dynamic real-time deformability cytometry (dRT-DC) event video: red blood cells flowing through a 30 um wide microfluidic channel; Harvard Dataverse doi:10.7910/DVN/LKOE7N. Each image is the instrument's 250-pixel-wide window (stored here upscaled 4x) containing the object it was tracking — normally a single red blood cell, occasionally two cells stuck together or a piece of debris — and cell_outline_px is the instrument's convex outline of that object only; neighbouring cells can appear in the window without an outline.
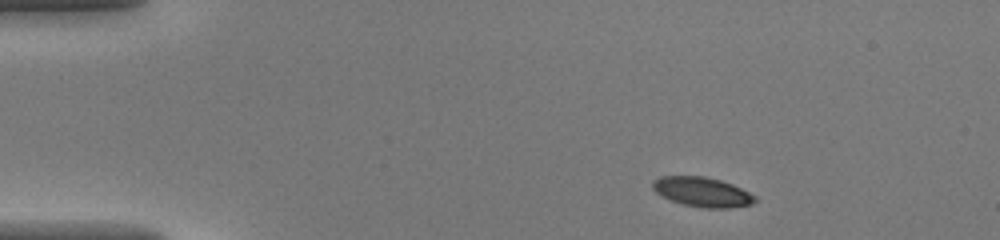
{"species": "common noctule bat (a hibernating species)", "species_latin": "Nyctalus noctula", "temperature_condition": "warm", "stored_images_in_passage": 43, "camera_frame_rate_fps": 3000, "um_per_image_px": 0.085, "animal": {"sex": "female", "body_mass_g": 20.0, "forearm_length_mm": 54.0}, "frame": {"image": 1, "passage_image": 4, "time_ms": 1.0, "image_size_px": [1000, 240], "cell_outline_px": [[756, 200], [752, 204], [732, 208], [704, 208], [684, 204], [660, 196], [652, 188], [652, 180], [660, 176], [704, 176], [720, 180], [732, 184], [756, 196]], "centroid_in_image_um": [59.67, 16.31], "position_along_channel_um": 25.3, "area_um2": 17.69}}
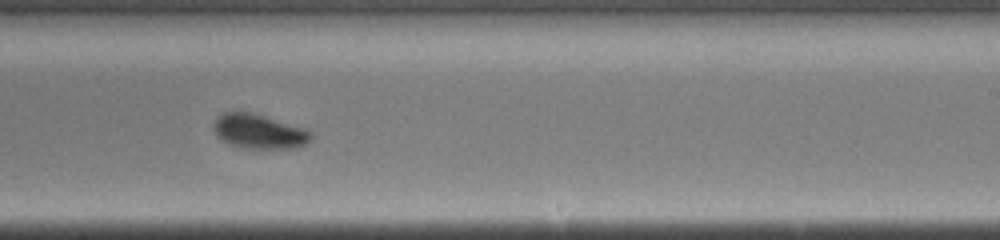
{"frame": {"image": 2, "passage_image": 26, "time_ms": 8.333, "image_size_px": [1000, 240], "cell_outline_px": [[312, 136], [304, 144], [296, 148], [244, 148], [228, 144], [216, 136], [212, 128], [212, 124], [216, 116], [224, 112], [248, 112], [264, 116], [304, 128]], "centroid_in_image_um": [21.92, 11.17], "position_along_channel_um": 267.1, "area_um2": 19.42}}
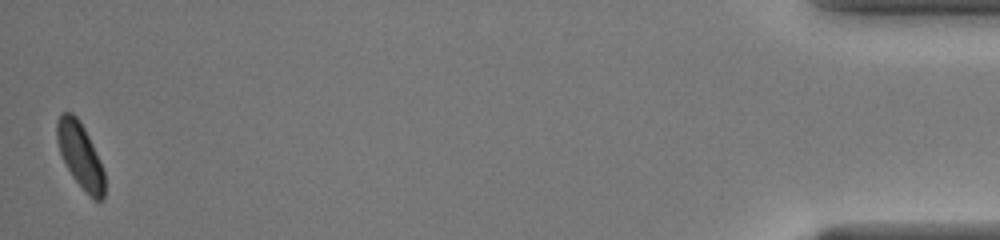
{"frame": {"image": 3, "passage_image": 43, "time_ms": 14.0, "image_size_px": [1000, 240], "cell_outline_px": [[104, 200], [96, 200], [88, 196], [72, 176], [60, 152], [56, 140], [56, 120], [60, 112], [72, 112], [80, 120], [92, 144], [104, 172]], "centroid_in_image_um": [6.79, 13.18], "position_along_channel_um": 428.4, "area_um2": 18.03}}